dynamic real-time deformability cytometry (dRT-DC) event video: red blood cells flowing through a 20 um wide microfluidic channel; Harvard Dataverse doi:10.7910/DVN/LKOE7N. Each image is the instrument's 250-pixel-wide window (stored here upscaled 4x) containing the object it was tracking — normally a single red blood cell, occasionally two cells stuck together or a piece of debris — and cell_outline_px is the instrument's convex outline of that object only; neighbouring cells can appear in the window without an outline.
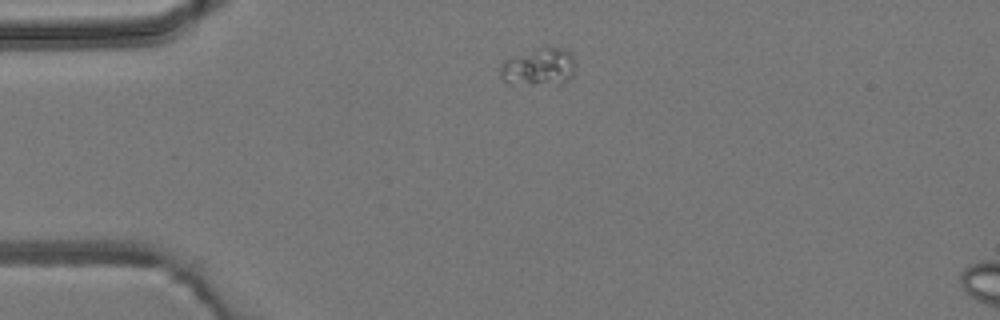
{"species": "common noctule bat (a hibernating species)", "species_latin": "Nyctalus noctula", "temperature_condition": "room temperature", "stored_images_in_passage": 3, "camera_frame_rate_fps": 3000, "um_per_image_px": 0.085, "animal": {"sex": "male", "body_mass_g": 19.2, "forearm_length_mm": 51.8}, "frame": {"image": 1, "passage_image": 1, "time_ms": 0.0, "image_size_px": [1000, 320], "cell_outline_px": [[576, 64], [572, 76], [568, 80], [560, 84], [504, 80], [500, 76], [500, 68], [504, 60], [536, 48], [560, 48], [568, 52], [572, 56]], "centroid_in_image_um": [45.86, 5.65], "position_along_channel_um": 39.1, "area_um2": 15.61}}